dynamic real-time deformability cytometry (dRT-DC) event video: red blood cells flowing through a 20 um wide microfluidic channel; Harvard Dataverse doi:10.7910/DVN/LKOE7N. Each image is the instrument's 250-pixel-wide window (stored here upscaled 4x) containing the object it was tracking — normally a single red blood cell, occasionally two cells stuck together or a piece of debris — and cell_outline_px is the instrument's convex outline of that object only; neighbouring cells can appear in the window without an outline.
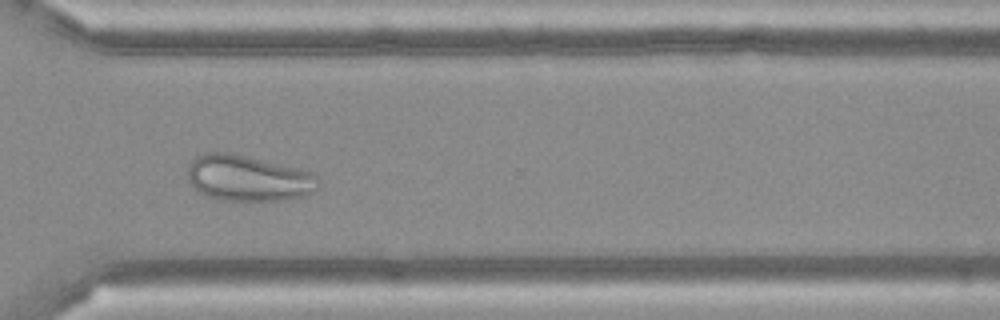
{"species": "Egyptian fruit bat (a non-hibernating species)", "species_latin": "Rousettus aegyptiacus", "temperature_condition": "cold", "stored_images_in_passage": 50, "camera_frame_rate_fps": 3000, "um_per_image_px": 0.085, "frame": {"image": 1, "passage_image": 36, "time_ms": 11.667, "image_size_px": [1000, 320], "cell_outline_px": [[320, 184], [312, 192], [304, 196], [280, 200], [220, 200], [204, 196], [188, 180], [188, 168], [192, 160], [196, 156], [204, 152], [228, 152], [300, 168], [316, 176], [320, 180]], "centroid_in_image_um": [21.08, 15.14], "position_along_channel_um": 349.5, "area_um2": 34.91}}